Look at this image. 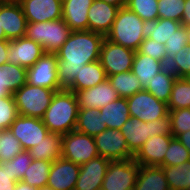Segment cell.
<instances>
[{"label": "cell", "instance_id": "cell-1", "mask_svg": "<svg viewBox=\"0 0 190 190\" xmlns=\"http://www.w3.org/2000/svg\"><path fill=\"white\" fill-rule=\"evenodd\" d=\"M105 36L92 31H72L67 41L55 53L57 76L61 90H70L77 74L86 64L99 60Z\"/></svg>", "mask_w": 190, "mask_h": 190}, {"label": "cell", "instance_id": "cell-2", "mask_svg": "<svg viewBox=\"0 0 190 190\" xmlns=\"http://www.w3.org/2000/svg\"><path fill=\"white\" fill-rule=\"evenodd\" d=\"M78 110L76 93L70 90H60L53 95L41 119L49 132L63 135L75 130Z\"/></svg>", "mask_w": 190, "mask_h": 190}, {"label": "cell", "instance_id": "cell-3", "mask_svg": "<svg viewBox=\"0 0 190 190\" xmlns=\"http://www.w3.org/2000/svg\"><path fill=\"white\" fill-rule=\"evenodd\" d=\"M144 21L126 6L119 9L110 32L105 36L108 40L126 48L138 51L143 37Z\"/></svg>", "mask_w": 190, "mask_h": 190}, {"label": "cell", "instance_id": "cell-4", "mask_svg": "<svg viewBox=\"0 0 190 190\" xmlns=\"http://www.w3.org/2000/svg\"><path fill=\"white\" fill-rule=\"evenodd\" d=\"M129 150L135 155L148 138L157 135H172L169 113L155 121L143 122L130 116L120 128Z\"/></svg>", "mask_w": 190, "mask_h": 190}, {"label": "cell", "instance_id": "cell-5", "mask_svg": "<svg viewBox=\"0 0 190 190\" xmlns=\"http://www.w3.org/2000/svg\"><path fill=\"white\" fill-rule=\"evenodd\" d=\"M71 33L72 30L61 18L56 21L27 22L25 37L40 44L45 53L55 54Z\"/></svg>", "mask_w": 190, "mask_h": 190}, {"label": "cell", "instance_id": "cell-6", "mask_svg": "<svg viewBox=\"0 0 190 190\" xmlns=\"http://www.w3.org/2000/svg\"><path fill=\"white\" fill-rule=\"evenodd\" d=\"M55 92L52 89L26 83L13 94L18 115L41 119Z\"/></svg>", "mask_w": 190, "mask_h": 190}, {"label": "cell", "instance_id": "cell-7", "mask_svg": "<svg viewBox=\"0 0 190 190\" xmlns=\"http://www.w3.org/2000/svg\"><path fill=\"white\" fill-rule=\"evenodd\" d=\"M61 149L63 158L79 166L99 156L94 137L76 130L62 135Z\"/></svg>", "mask_w": 190, "mask_h": 190}, {"label": "cell", "instance_id": "cell-8", "mask_svg": "<svg viewBox=\"0 0 190 190\" xmlns=\"http://www.w3.org/2000/svg\"><path fill=\"white\" fill-rule=\"evenodd\" d=\"M140 165L134 160L110 161L102 184V190H133Z\"/></svg>", "mask_w": 190, "mask_h": 190}, {"label": "cell", "instance_id": "cell-9", "mask_svg": "<svg viewBox=\"0 0 190 190\" xmlns=\"http://www.w3.org/2000/svg\"><path fill=\"white\" fill-rule=\"evenodd\" d=\"M135 51L120 44L108 40H103L100 50L99 61L107 76L121 72L131 71Z\"/></svg>", "mask_w": 190, "mask_h": 190}, {"label": "cell", "instance_id": "cell-10", "mask_svg": "<svg viewBox=\"0 0 190 190\" xmlns=\"http://www.w3.org/2000/svg\"><path fill=\"white\" fill-rule=\"evenodd\" d=\"M127 103L130 116L143 122L155 121L169 113L167 104L145 89L127 97Z\"/></svg>", "mask_w": 190, "mask_h": 190}, {"label": "cell", "instance_id": "cell-11", "mask_svg": "<svg viewBox=\"0 0 190 190\" xmlns=\"http://www.w3.org/2000/svg\"><path fill=\"white\" fill-rule=\"evenodd\" d=\"M98 155L110 161L134 159L123 133L116 129H106L94 137Z\"/></svg>", "mask_w": 190, "mask_h": 190}, {"label": "cell", "instance_id": "cell-12", "mask_svg": "<svg viewBox=\"0 0 190 190\" xmlns=\"http://www.w3.org/2000/svg\"><path fill=\"white\" fill-rule=\"evenodd\" d=\"M58 59L56 54L44 53L34 65L27 68V83L60 91L57 76Z\"/></svg>", "mask_w": 190, "mask_h": 190}, {"label": "cell", "instance_id": "cell-13", "mask_svg": "<svg viewBox=\"0 0 190 190\" xmlns=\"http://www.w3.org/2000/svg\"><path fill=\"white\" fill-rule=\"evenodd\" d=\"M9 129L26 151L39 144L50 133L42 119L22 115H18Z\"/></svg>", "mask_w": 190, "mask_h": 190}, {"label": "cell", "instance_id": "cell-14", "mask_svg": "<svg viewBox=\"0 0 190 190\" xmlns=\"http://www.w3.org/2000/svg\"><path fill=\"white\" fill-rule=\"evenodd\" d=\"M44 49L37 42L20 37L9 41L8 63L30 68L44 54Z\"/></svg>", "mask_w": 190, "mask_h": 190}, {"label": "cell", "instance_id": "cell-15", "mask_svg": "<svg viewBox=\"0 0 190 190\" xmlns=\"http://www.w3.org/2000/svg\"><path fill=\"white\" fill-rule=\"evenodd\" d=\"M80 166L63 157L53 161L47 186L52 190H74Z\"/></svg>", "mask_w": 190, "mask_h": 190}, {"label": "cell", "instance_id": "cell-16", "mask_svg": "<svg viewBox=\"0 0 190 190\" xmlns=\"http://www.w3.org/2000/svg\"><path fill=\"white\" fill-rule=\"evenodd\" d=\"M0 24L7 40L25 36L27 20L21 4L4 3L0 1Z\"/></svg>", "mask_w": 190, "mask_h": 190}, {"label": "cell", "instance_id": "cell-17", "mask_svg": "<svg viewBox=\"0 0 190 190\" xmlns=\"http://www.w3.org/2000/svg\"><path fill=\"white\" fill-rule=\"evenodd\" d=\"M20 4L27 22L56 21L62 18L61 0H23Z\"/></svg>", "mask_w": 190, "mask_h": 190}, {"label": "cell", "instance_id": "cell-18", "mask_svg": "<svg viewBox=\"0 0 190 190\" xmlns=\"http://www.w3.org/2000/svg\"><path fill=\"white\" fill-rule=\"evenodd\" d=\"M173 138L172 135H157L148 138L134 155V160L140 166H161Z\"/></svg>", "mask_w": 190, "mask_h": 190}, {"label": "cell", "instance_id": "cell-19", "mask_svg": "<svg viewBox=\"0 0 190 190\" xmlns=\"http://www.w3.org/2000/svg\"><path fill=\"white\" fill-rule=\"evenodd\" d=\"M109 163L101 156L83 163L74 190H101Z\"/></svg>", "mask_w": 190, "mask_h": 190}, {"label": "cell", "instance_id": "cell-20", "mask_svg": "<svg viewBox=\"0 0 190 190\" xmlns=\"http://www.w3.org/2000/svg\"><path fill=\"white\" fill-rule=\"evenodd\" d=\"M119 9L101 0H94L88 9V31L106 36L112 28Z\"/></svg>", "mask_w": 190, "mask_h": 190}, {"label": "cell", "instance_id": "cell-21", "mask_svg": "<svg viewBox=\"0 0 190 190\" xmlns=\"http://www.w3.org/2000/svg\"><path fill=\"white\" fill-rule=\"evenodd\" d=\"M79 108L101 109L108 103L117 100L119 95L108 79L98 85L76 93Z\"/></svg>", "mask_w": 190, "mask_h": 190}, {"label": "cell", "instance_id": "cell-22", "mask_svg": "<svg viewBox=\"0 0 190 190\" xmlns=\"http://www.w3.org/2000/svg\"><path fill=\"white\" fill-rule=\"evenodd\" d=\"M94 0H66L62 3V19L72 31L88 30V9Z\"/></svg>", "mask_w": 190, "mask_h": 190}, {"label": "cell", "instance_id": "cell-23", "mask_svg": "<svg viewBox=\"0 0 190 190\" xmlns=\"http://www.w3.org/2000/svg\"><path fill=\"white\" fill-rule=\"evenodd\" d=\"M26 83V68L8 62L0 66V98L13 95Z\"/></svg>", "mask_w": 190, "mask_h": 190}, {"label": "cell", "instance_id": "cell-24", "mask_svg": "<svg viewBox=\"0 0 190 190\" xmlns=\"http://www.w3.org/2000/svg\"><path fill=\"white\" fill-rule=\"evenodd\" d=\"M165 67L166 65L163 62L136 51L131 72L141 82L143 89H146L152 81L153 76Z\"/></svg>", "mask_w": 190, "mask_h": 190}, {"label": "cell", "instance_id": "cell-25", "mask_svg": "<svg viewBox=\"0 0 190 190\" xmlns=\"http://www.w3.org/2000/svg\"><path fill=\"white\" fill-rule=\"evenodd\" d=\"M182 26L181 22L158 18L157 20H146L143 24V37L150 38L158 43L165 44L174 35V32Z\"/></svg>", "mask_w": 190, "mask_h": 190}, {"label": "cell", "instance_id": "cell-26", "mask_svg": "<svg viewBox=\"0 0 190 190\" xmlns=\"http://www.w3.org/2000/svg\"><path fill=\"white\" fill-rule=\"evenodd\" d=\"M133 190H170L161 166H140Z\"/></svg>", "mask_w": 190, "mask_h": 190}, {"label": "cell", "instance_id": "cell-27", "mask_svg": "<svg viewBox=\"0 0 190 190\" xmlns=\"http://www.w3.org/2000/svg\"><path fill=\"white\" fill-rule=\"evenodd\" d=\"M100 115L108 129L120 130L130 117L127 98L119 97L100 109Z\"/></svg>", "mask_w": 190, "mask_h": 190}, {"label": "cell", "instance_id": "cell-28", "mask_svg": "<svg viewBox=\"0 0 190 190\" xmlns=\"http://www.w3.org/2000/svg\"><path fill=\"white\" fill-rule=\"evenodd\" d=\"M62 135L58 133H49L36 146L29 149L33 160L55 161L62 157Z\"/></svg>", "mask_w": 190, "mask_h": 190}, {"label": "cell", "instance_id": "cell-29", "mask_svg": "<svg viewBox=\"0 0 190 190\" xmlns=\"http://www.w3.org/2000/svg\"><path fill=\"white\" fill-rule=\"evenodd\" d=\"M107 79L104 68L100 61H95L86 64L82 67L79 74H77L73 86L70 91L77 93L86 88H91Z\"/></svg>", "mask_w": 190, "mask_h": 190}, {"label": "cell", "instance_id": "cell-30", "mask_svg": "<svg viewBox=\"0 0 190 190\" xmlns=\"http://www.w3.org/2000/svg\"><path fill=\"white\" fill-rule=\"evenodd\" d=\"M106 129V124H104L102 115H100V109L79 108L76 131L95 137Z\"/></svg>", "mask_w": 190, "mask_h": 190}, {"label": "cell", "instance_id": "cell-31", "mask_svg": "<svg viewBox=\"0 0 190 190\" xmlns=\"http://www.w3.org/2000/svg\"><path fill=\"white\" fill-rule=\"evenodd\" d=\"M176 78L177 76L166 66L153 76L152 81L145 90L167 104Z\"/></svg>", "mask_w": 190, "mask_h": 190}, {"label": "cell", "instance_id": "cell-32", "mask_svg": "<svg viewBox=\"0 0 190 190\" xmlns=\"http://www.w3.org/2000/svg\"><path fill=\"white\" fill-rule=\"evenodd\" d=\"M107 79L117 91L119 97L127 98L143 90L141 82L131 71L107 76Z\"/></svg>", "mask_w": 190, "mask_h": 190}, {"label": "cell", "instance_id": "cell-33", "mask_svg": "<svg viewBox=\"0 0 190 190\" xmlns=\"http://www.w3.org/2000/svg\"><path fill=\"white\" fill-rule=\"evenodd\" d=\"M161 167L170 190H190V160L178 166Z\"/></svg>", "mask_w": 190, "mask_h": 190}, {"label": "cell", "instance_id": "cell-34", "mask_svg": "<svg viewBox=\"0 0 190 190\" xmlns=\"http://www.w3.org/2000/svg\"><path fill=\"white\" fill-rule=\"evenodd\" d=\"M52 163V161L33 160L24 172L22 181L35 188L47 186Z\"/></svg>", "mask_w": 190, "mask_h": 190}, {"label": "cell", "instance_id": "cell-35", "mask_svg": "<svg viewBox=\"0 0 190 190\" xmlns=\"http://www.w3.org/2000/svg\"><path fill=\"white\" fill-rule=\"evenodd\" d=\"M168 111L190 108V85L183 77H177L167 103Z\"/></svg>", "mask_w": 190, "mask_h": 190}, {"label": "cell", "instance_id": "cell-36", "mask_svg": "<svg viewBox=\"0 0 190 190\" xmlns=\"http://www.w3.org/2000/svg\"><path fill=\"white\" fill-rule=\"evenodd\" d=\"M24 149L10 129L0 130V153L2 161L12 160Z\"/></svg>", "mask_w": 190, "mask_h": 190}, {"label": "cell", "instance_id": "cell-37", "mask_svg": "<svg viewBox=\"0 0 190 190\" xmlns=\"http://www.w3.org/2000/svg\"><path fill=\"white\" fill-rule=\"evenodd\" d=\"M158 0H127L126 7L136 13L143 21L157 20Z\"/></svg>", "mask_w": 190, "mask_h": 190}, {"label": "cell", "instance_id": "cell-38", "mask_svg": "<svg viewBox=\"0 0 190 190\" xmlns=\"http://www.w3.org/2000/svg\"><path fill=\"white\" fill-rule=\"evenodd\" d=\"M190 160V151L174 137L170 141V145L164 157V162L161 166H178Z\"/></svg>", "mask_w": 190, "mask_h": 190}, {"label": "cell", "instance_id": "cell-39", "mask_svg": "<svg viewBox=\"0 0 190 190\" xmlns=\"http://www.w3.org/2000/svg\"><path fill=\"white\" fill-rule=\"evenodd\" d=\"M159 18L181 22L185 0H158Z\"/></svg>", "mask_w": 190, "mask_h": 190}, {"label": "cell", "instance_id": "cell-40", "mask_svg": "<svg viewBox=\"0 0 190 190\" xmlns=\"http://www.w3.org/2000/svg\"><path fill=\"white\" fill-rule=\"evenodd\" d=\"M167 67L177 76L184 77L190 73V46L180 49L177 54L172 56Z\"/></svg>", "mask_w": 190, "mask_h": 190}, {"label": "cell", "instance_id": "cell-41", "mask_svg": "<svg viewBox=\"0 0 190 190\" xmlns=\"http://www.w3.org/2000/svg\"><path fill=\"white\" fill-rule=\"evenodd\" d=\"M18 117V110L13 95L0 98V130L9 129Z\"/></svg>", "mask_w": 190, "mask_h": 190}, {"label": "cell", "instance_id": "cell-42", "mask_svg": "<svg viewBox=\"0 0 190 190\" xmlns=\"http://www.w3.org/2000/svg\"><path fill=\"white\" fill-rule=\"evenodd\" d=\"M172 136L190 130V108L169 111Z\"/></svg>", "mask_w": 190, "mask_h": 190}, {"label": "cell", "instance_id": "cell-43", "mask_svg": "<svg viewBox=\"0 0 190 190\" xmlns=\"http://www.w3.org/2000/svg\"><path fill=\"white\" fill-rule=\"evenodd\" d=\"M33 159L29 151L23 150L17 154L12 160H9V172L13 175V180L16 182L22 180L24 172L31 165Z\"/></svg>", "mask_w": 190, "mask_h": 190}, {"label": "cell", "instance_id": "cell-44", "mask_svg": "<svg viewBox=\"0 0 190 190\" xmlns=\"http://www.w3.org/2000/svg\"><path fill=\"white\" fill-rule=\"evenodd\" d=\"M138 51L144 55H148L160 62H163L167 66V55L165 44L158 43L150 38H145Z\"/></svg>", "mask_w": 190, "mask_h": 190}, {"label": "cell", "instance_id": "cell-45", "mask_svg": "<svg viewBox=\"0 0 190 190\" xmlns=\"http://www.w3.org/2000/svg\"><path fill=\"white\" fill-rule=\"evenodd\" d=\"M165 47L168 63L169 59L177 54L180 49H186L188 47L186 26L182 25L178 28L174 32V35L166 41Z\"/></svg>", "mask_w": 190, "mask_h": 190}, {"label": "cell", "instance_id": "cell-46", "mask_svg": "<svg viewBox=\"0 0 190 190\" xmlns=\"http://www.w3.org/2000/svg\"><path fill=\"white\" fill-rule=\"evenodd\" d=\"M16 181L9 172V160L0 162V190H14Z\"/></svg>", "mask_w": 190, "mask_h": 190}, {"label": "cell", "instance_id": "cell-47", "mask_svg": "<svg viewBox=\"0 0 190 190\" xmlns=\"http://www.w3.org/2000/svg\"><path fill=\"white\" fill-rule=\"evenodd\" d=\"M9 40H0V66L7 63Z\"/></svg>", "mask_w": 190, "mask_h": 190}, {"label": "cell", "instance_id": "cell-48", "mask_svg": "<svg viewBox=\"0 0 190 190\" xmlns=\"http://www.w3.org/2000/svg\"><path fill=\"white\" fill-rule=\"evenodd\" d=\"M181 23L186 27L190 26V0H185Z\"/></svg>", "mask_w": 190, "mask_h": 190}, {"label": "cell", "instance_id": "cell-49", "mask_svg": "<svg viewBox=\"0 0 190 190\" xmlns=\"http://www.w3.org/2000/svg\"><path fill=\"white\" fill-rule=\"evenodd\" d=\"M176 138L190 151V130L178 134Z\"/></svg>", "mask_w": 190, "mask_h": 190}, {"label": "cell", "instance_id": "cell-50", "mask_svg": "<svg viewBox=\"0 0 190 190\" xmlns=\"http://www.w3.org/2000/svg\"><path fill=\"white\" fill-rule=\"evenodd\" d=\"M14 190H37V188L32 187V186L26 184L25 182H23L22 180H20V181L16 182Z\"/></svg>", "mask_w": 190, "mask_h": 190}, {"label": "cell", "instance_id": "cell-51", "mask_svg": "<svg viewBox=\"0 0 190 190\" xmlns=\"http://www.w3.org/2000/svg\"><path fill=\"white\" fill-rule=\"evenodd\" d=\"M103 2L112 4L114 6H117L119 8L125 7L126 6V0H101Z\"/></svg>", "mask_w": 190, "mask_h": 190}, {"label": "cell", "instance_id": "cell-52", "mask_svg": "<svg viewBox=\"0 0 190 190\" xmlns=\"http://www.w3.org/2000/svg\"><path fill=\"white\" fill-rule=\"evenodd\" d=\"M4 3H14V4H20L23 0H0Z\"/></svg>", "mask_w": 190, "mask_h": 190}, {"label": "cell", "instance_id": "cell-53", "mask_svg": "<svg viewBox=\"0 0 190 190\" xmlns=\"http://www.w3.org/2000/svg\"><path fill=\"white\" fill-rule=\"evenodd\" d=\"M187 31V46H190V26L186 27Z\"/></svg>", "mask_w": 190, "mask_h": 190}, {"label": "cell", "instance_id": "cell-54", "mask_svg": "<svg viewBox=\"0 0 190 190\" xmlns=\"http://www.w3.org/2000/svg\"><path fill=\"white\" fill-rule=\"evenodd\" d=\"M0 40H7L4 30L1 29V24H0Z\"/></svg>", "mask_w": 190, "mask_h": 190}, {"label": "cell", "instance_id": "cell-55", "mask_svg": "<svg viewBox=\"0 0 190 190\" xmlns=\"http://www.w3.org/2000/svg\"><path fill=\"white\" fill-rule=\"evenodd\" d=\"M183 78H184V79L186 80V82L190 85V73L187 74V75H185Z\"/></svg>", "mask_w": 190, "mask_h": 190}, {"label": "cell", "instance_id": "cell-56", "mask_svg": "<svg viewBox=\"0 0 190 190\" xmlns=\"http://www.w3.org/2000/svg\"><path fill=\"white\" fill-rule=\"evenodd\" d=\"M37 190H52V189H50L48 186H43V187L37 188Z\"/></svg>", "mask_w": 190, "mask_h": 190}]
</instances>
